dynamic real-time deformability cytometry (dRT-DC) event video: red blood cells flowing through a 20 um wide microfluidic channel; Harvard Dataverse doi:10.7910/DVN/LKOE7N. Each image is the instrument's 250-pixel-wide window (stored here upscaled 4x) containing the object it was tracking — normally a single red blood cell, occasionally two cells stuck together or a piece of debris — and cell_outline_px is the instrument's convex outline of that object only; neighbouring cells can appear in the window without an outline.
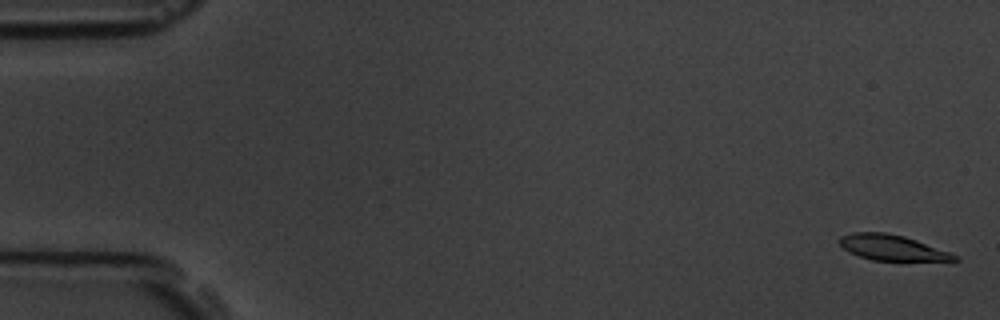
{"species": "common noctule bat (a hibernating species)", "species_latin": "Nyctalus noctula", "temperature_condition": "room temperature", "stored_images_in_passage": 5, "camera_frame_rate_fps": 3000, "um_per_image_px": 0.085, "animal": {"sex": "male", "body_mass_g": 19.5, "forearm_length_mm": 54.6}, "frame": {"image": 1, "passage_image": 1, "time_ms": 0.0, "image_size_px": [1000, 320], "cell_outline_px": [[960, 260], [872, 260], [848, 252], [836, 240], [840, 236], [852, 232], [884, 232], [904, 236], [916, 240], [948, 252], [956, 256]], "centroid_in_image_um": [75.72, 21.03], "position_along_channel_um": 9.3, "area_um2": 16.76}}
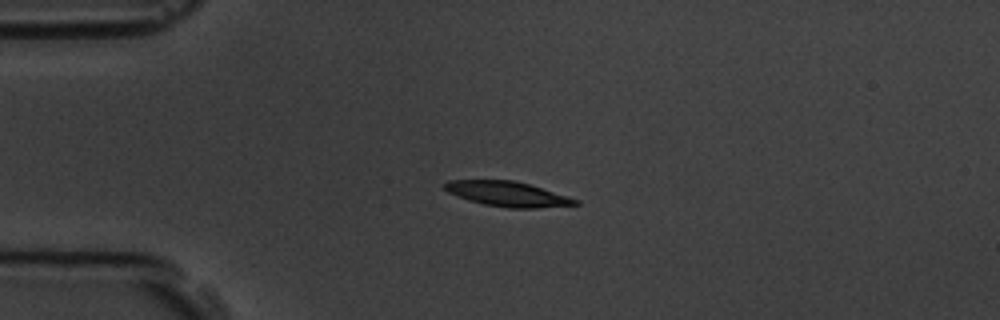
{"frame": {"image": 2, "passage_image": 4, "time_ms": 4.0, "image_size_px": [1000, 320], "cell_outline_px": [[580, 204], [536, 208], [508, 208], [484, 204], [468, 200], [448, 192], [444, 188], [444, 184], [448, 180], [512, 180], [528, 184], [568, 196], [580, 200]], "centroid_in_image_um": [43.15, 16.49], "position_along_channel_um": 41.9, "area_um2": 18.84}}